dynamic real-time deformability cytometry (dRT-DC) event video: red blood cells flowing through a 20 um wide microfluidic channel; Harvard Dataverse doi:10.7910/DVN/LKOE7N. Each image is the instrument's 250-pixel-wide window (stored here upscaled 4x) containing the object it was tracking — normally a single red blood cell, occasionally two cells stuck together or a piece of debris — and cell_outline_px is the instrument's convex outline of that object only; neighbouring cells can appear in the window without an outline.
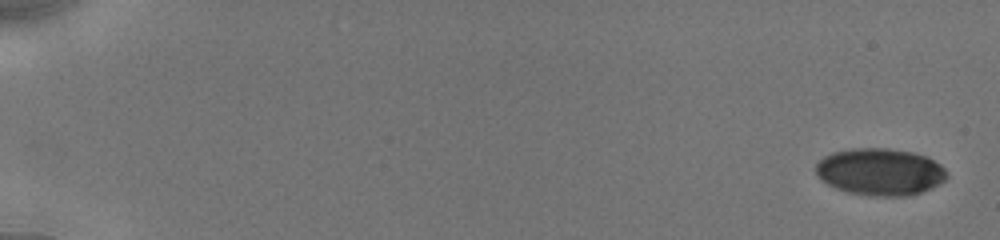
{"species": "human", "species_latin": "Homo sapiens", "temperature_condition": "cold", "stored_images_in_passage": 33, "camera_frame_rate_fps": 3000, "um_per_image_px": 0.085, "donor": {"sex": "male"}, "frame": {"image": 1, "passage_image": 1, "time_ms": 0.0, "image_size_px": [1000, 240], "cell_outline_px": [[948, 176], [944, 180], [920, 192], [908, 196], [868, 196], [844, 192], [820, 180], [816, 176], [816, 164], [824, 156], [832, 152], [852, 148], [888, 148], [912, 152], [928, 156], [940, 164], [944, 168]], "centroid_in_image_um": [74.77, 14.6], "position_along_channel_um": 10.2, "area_um2": 36.13}}
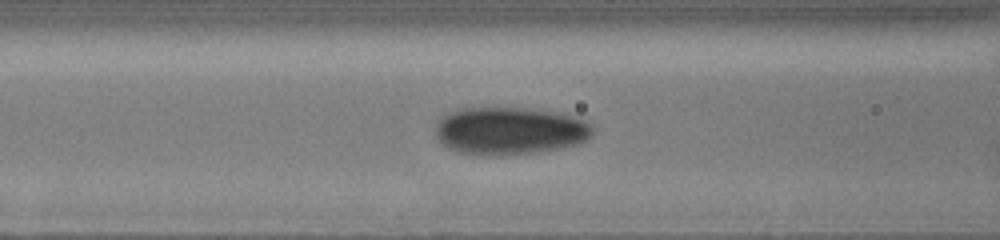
{"frame": {"image": 2, "passage_image": 15, "time_ms": 7.667, "image_size_px": [1000, 240], "cell_outline_px": [[592, 136], [588, 140], [576, 144], [560, 148], [540, 152], [496, 156], [488, 156], [456, 152], [440, 144], [436, 136], [436, 124], [444, 116], [460, 108], [528, 108], [552, 112], [572, 116], [584, 120], [592, 124]], "centroid_in_image_um": [43.32, 11.14], "position_along_channel_um": 123.3, "area_um2": 43.81}}
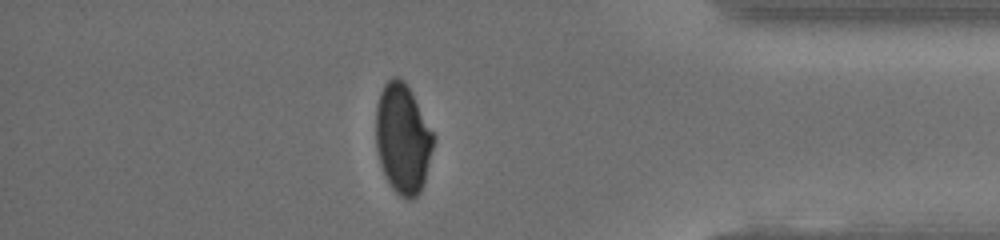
{"frame": {"image": 3, "passage_image": 29, "time_ms": 15.333, "image_size_px": [1000, 240], "cell_outline_px": [[436, 136], [424, 180], [420, 192], [412, 200], [408, 200], [400, 196], [392, 188], [380, 164], [376, 148], [376, 108], [380, 92], [384, 84], [392, 76], [396, 76], [404, 80], [412, 92]], "centroid_in_image_um": [34.24, 11.76], "position_along_channel_um": 401.0, "area_um2": 36.99}, "authors_computed_cell_mechanics": {"area_um2": 39.7664, "velocity_mm_per_s": 3.9253, "shape_relaxation_time_tau1_ms": 8.0816, "shape_relaxation_time_tau2_ms": 1.3712, "deformation_change_tau1": 0.1504, "deformation_change_tau2": 0.0476}}